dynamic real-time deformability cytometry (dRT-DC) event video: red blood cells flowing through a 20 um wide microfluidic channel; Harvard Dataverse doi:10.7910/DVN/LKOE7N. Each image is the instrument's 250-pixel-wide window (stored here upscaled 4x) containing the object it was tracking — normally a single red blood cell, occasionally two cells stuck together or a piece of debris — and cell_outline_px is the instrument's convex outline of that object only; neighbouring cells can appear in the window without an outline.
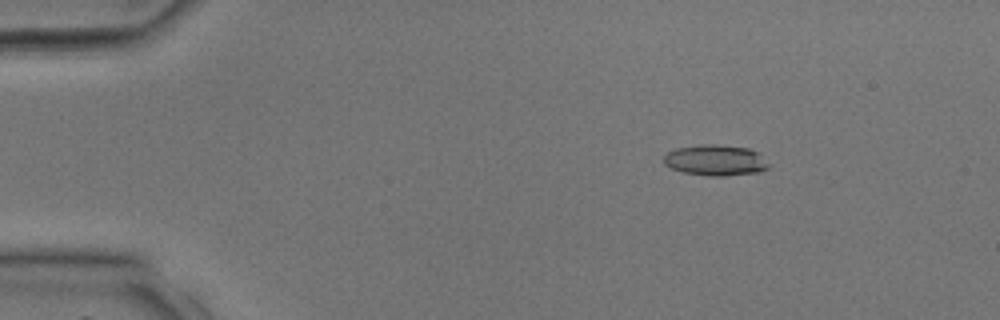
{"species": "common noctule bat (a hibernating species)", "species_latin": "Nyctalus noctula", "temperature_condition": "room temperature", "stored_images_in_passage": 8, "camera_frame_rate_fps": 3000, "um_per_image_px": 0.085, "animal": {"sex": "male", "body_mass_g": 17.9, "forearm_length_mm": 54.2}, "frame": {"image": 1, "passage_image": 1, "time_ms": 0.0, "image_size_px": [1000, 320], "cell_outline_px": [[772, 164], [768, 168], [760, 172], [724, 176], [708, 176], [684, 172], [672, 168], [664, 164], [664, 156], [668, 152], [676, 148], [700, 144], [716, 144], [748, 148], [756, 152]], "centroid_in_image_um": [60.84, 13.62], "position_along_channel_um": 24.2, "area_um2": 18.96}}
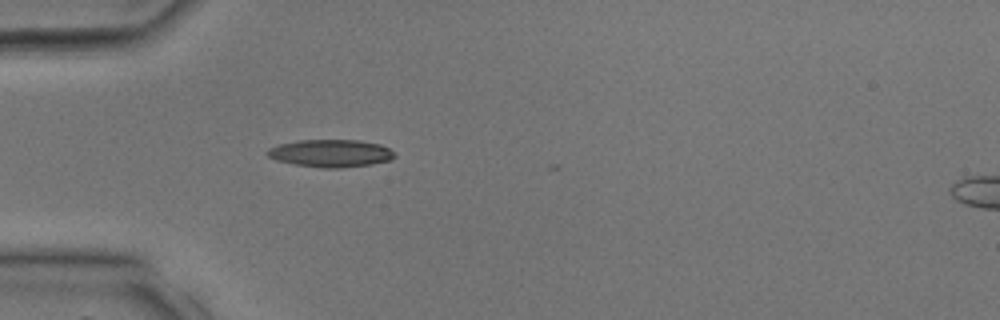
{"frame": {"image": 2, "passage_image": 7, "time_ms": 2.0, "image_size_px": [1000, 320], "cell_outline_px": [[396, 156], [392, 160], [372, 164], [340, 168], [320, 168], [296, 164], [276, 160], [268, 156], [264, 152], [268, 148], [280, 144], [296, 140], [360, 140], [380, 144], [396, 152]], "centroid_in_image_um": [28.13, 13.02], "position_along_channel_um": 56.9, "area_um2": 20.63}}